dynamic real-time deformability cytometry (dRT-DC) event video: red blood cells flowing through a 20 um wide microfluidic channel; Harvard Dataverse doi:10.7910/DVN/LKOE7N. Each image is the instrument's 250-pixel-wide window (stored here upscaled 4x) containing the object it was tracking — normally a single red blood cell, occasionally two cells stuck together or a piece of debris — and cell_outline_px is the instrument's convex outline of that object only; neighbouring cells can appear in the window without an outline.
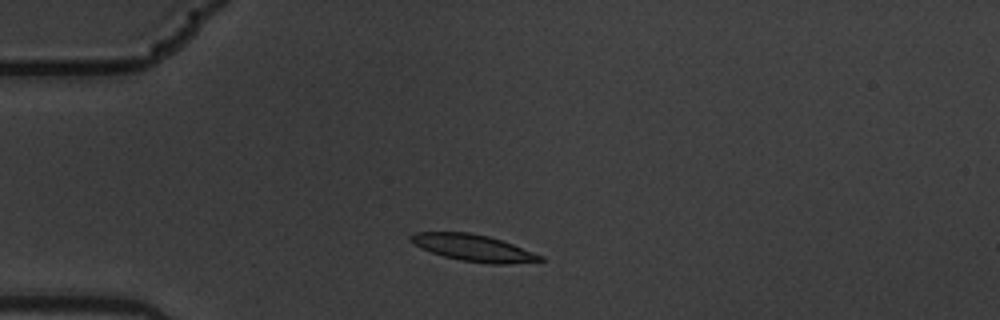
{"species": "common noctule bat (a hibernating species)", "species_latin": "Nyctalus noctula", "temperature_condition": "warm", "stored_images_in_passage": 6, "camera_frame_rate_fps": 3000, "um_per_image_px": 0.085, "animal": {"sex": "male", "body_mass_g": 19.5, "forearm_length_mm": 54.6}, "frame": {"image": 1, "passage_image": 2, "time_ms": 0.333, "image_size_px": [1000, 320], "cell_outline_px": [[548, 260], [508, 264], [492, 264], [460, 260], [444, 256], [432, 252], [408, 240], [408, 236], [412, 232], [468, 232], [488, 236], [512, 244], [544, 256]], "centroid_in_image_um": [40.26, 21.07], "position_along_channel_um": 44.7, "area_um2": 20.0}}
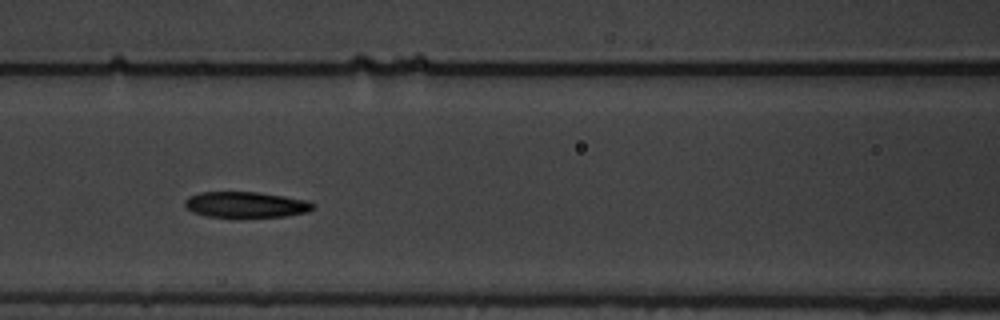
{"frame": {"image": 2, "passage_image": 5, "time_ms": 1.333, "image_size_px": [1000, 320], "cell_outline_px": [[316, 204], [308, 212], [284, 216], [240, 220], [204, 216], [192, 212], [184, 204], [184, 200], [188, 196], [200, 192], [260, 192], [308, 200]], "centroid_in_image_um": [20.87, 17.44], "position_along_channel_um": 145.7, "area_um2": 20.29}}
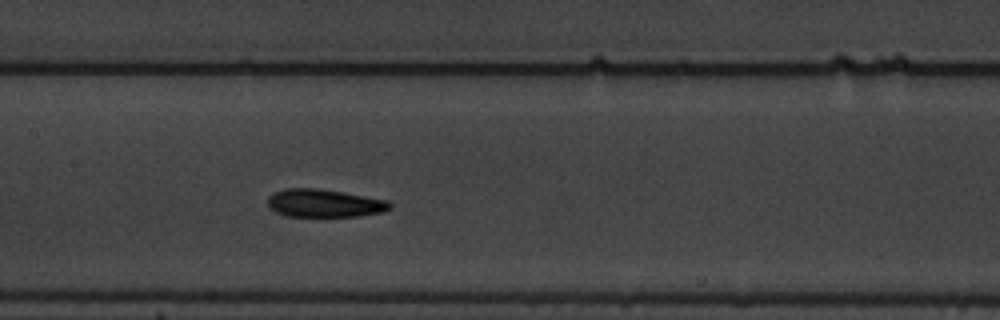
{"frame": {"image": 3, "passage_image": 6, "time_ms": 1.667, "image_size_px": [1000, 320], "cell_outline_px": [[392, 208], [384, 212], [360, 216], [284, 216], [268, 208], [268, 196], [272, 192], [284, 188], [316, 188], [344, 192], [388, 200], [392, 204]], "centroid_in_image_um": [27.56, 17.27], "position_along_channel_um": 179.8, "area_um2": 20.23}}